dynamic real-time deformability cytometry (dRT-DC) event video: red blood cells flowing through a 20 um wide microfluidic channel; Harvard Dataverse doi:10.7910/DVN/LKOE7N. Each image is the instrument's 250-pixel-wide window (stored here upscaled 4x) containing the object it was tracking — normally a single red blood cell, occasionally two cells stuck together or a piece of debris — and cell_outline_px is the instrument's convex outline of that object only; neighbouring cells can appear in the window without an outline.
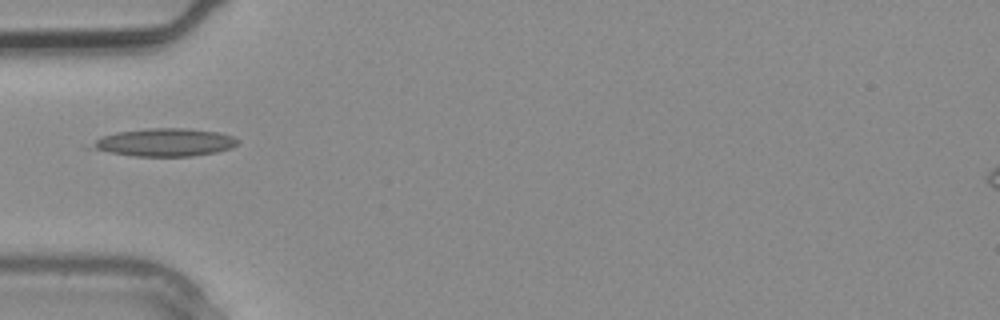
{"species": "common noctule bat (a hibernating species)", "species_latin": "Nyctalus noctula", "temperature_condition": "warm", "stored_images_in_passage": 3, "camera_frame_rate_fps": 3000, "um_per_image_px": 0.085, "animal": {"sex": "male", "body_mass_g": 20.4}, "frame": {"image": 1, "passage_image": 3, "time_ms": 0.667, "image_size_px": [1000, 320], "cell_outline_px": [[240, 140], [232, 148], [216, 152], [192, 156], [132, 156], [92, 148], [92, 144], [96, 140], [104, 136], [116, 132], [152, 128], [184, 128], [220, 132], [232, 136]], "centroid_in_image_um": [14.07, 12.1], "position_along_channel_um": 70.9, "area_um2": 23.41}}